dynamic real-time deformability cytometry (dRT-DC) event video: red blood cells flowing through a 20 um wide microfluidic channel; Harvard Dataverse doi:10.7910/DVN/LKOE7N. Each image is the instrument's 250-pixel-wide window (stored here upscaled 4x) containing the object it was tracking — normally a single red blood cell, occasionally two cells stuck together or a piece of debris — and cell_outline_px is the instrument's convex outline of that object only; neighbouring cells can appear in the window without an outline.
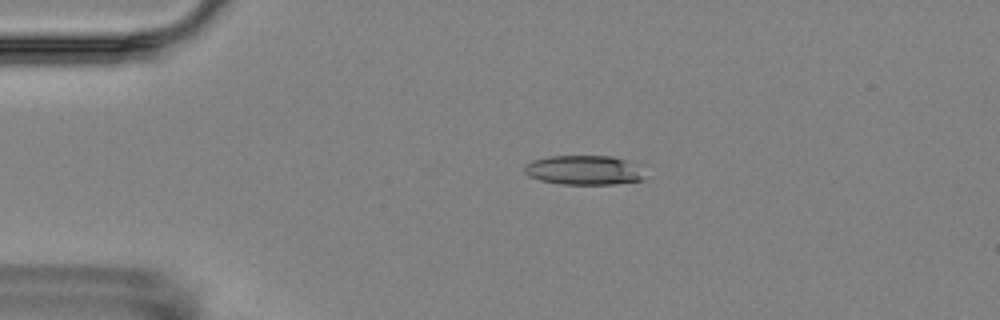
{"species": "Egyptian fruit bat (a non-hibernating species)", "species_latin": "Rousettus aegyptiacus", "temperature_condition": "room temperature", "stored_images_in_passage": 2, "camera_frame_rate_fps": 3000, "um_per_image_px": 0.085, "animal": {"sex": "female"}, "frame": {"image": 1, "passage_image": 1, "time_ms": 0.0, "image_size_px": [1000, 320], "cell_outline_px": [[640, 180], [612, 184], [560, 184], [540, 180], [528, 176], [524, 172], [524, 164], [532, 160], [548, 156], [612, 156], [624, 160], [640, 176]], "centroid_in_image_um": [49.4, 14.46], "position_along_channel_um": 35.6, "area_um2": 19.83}}